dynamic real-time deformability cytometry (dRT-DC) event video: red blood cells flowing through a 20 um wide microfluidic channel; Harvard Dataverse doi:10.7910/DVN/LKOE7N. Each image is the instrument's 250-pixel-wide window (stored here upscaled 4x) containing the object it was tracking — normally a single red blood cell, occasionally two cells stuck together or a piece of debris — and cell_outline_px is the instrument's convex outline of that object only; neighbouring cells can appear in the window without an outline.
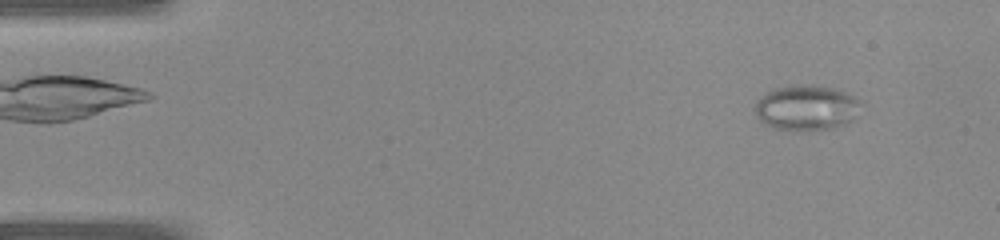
{"species": "common noctule bat (a hibernating species)", "species_latin": "Nyctalus noctula", "temperature_condition": "warm", "stored_images_in_passage": 39, "camera_frame_rate_fps": 3000, "um_per_image_px": 0.085, "animal": {"sex": "female", "body_mass_g": 22.0, "forearm_length_mm": 56.7}, "frame": {"image": 1, "passage_image": 3, "time_ms": 0.667, "image_size_px": [1000, 240], "cell_outline_px": [[860, 104], [856, 116], [848, 124], [832, 128], [804, 132], [772, 128], [764, 124], [756, 116], [756, 100], [764, 92], [776, 88], [796, 84], [836, 88], [860, 100]], "centroid_in_image_um": [68.52, 9.18], "position_along_channel_um": 16.5, "area_um2": 28.32}}
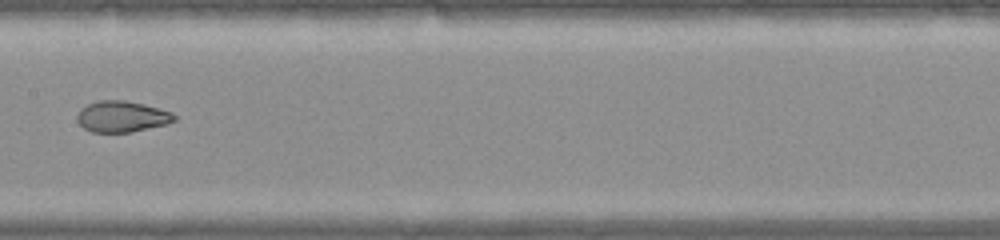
{"frame": {"image": 2, "passage_image": 20, "time_ms": 6.333, "image_size_px": [1000, 240], "cell_outline_px": [[176, 120], [168, 124], [128, 132], [92, 132], [84, 128], [76, 120], [76, 116], [80, 108], [88, 104], [100, 100], [124, 100], [144, 104], [172, 112], [176, 116]], "centroid_in_image_um": [10.35, 9.9], "position_along_channel_um": 197.1, "area_um2": 17.63}}
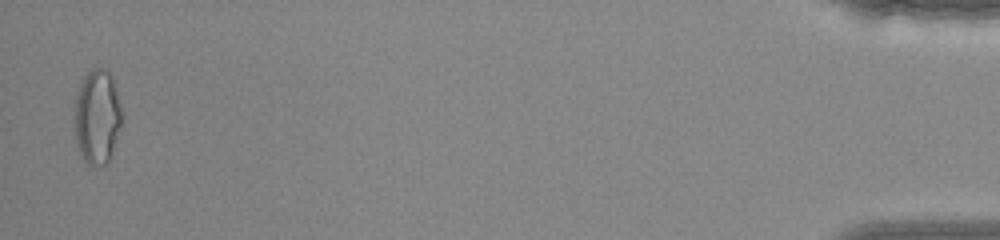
{"frame": {"image": 3, "passage_image": 39, "time_ms": 12.667, "image_size_px": [1000, 240], "cell_outline_px": [[124, 120], [108, 160], [104, 164], [88, 164], [84, 160], [76, 144], [72, 120], [76, 92], [84, 76], [88, 72], [96, 68], [104, 68], [112, 76], [116, 88], [124, 116]], "centroid_in_image_um": [8.24, 9.9], "position_along_channel_um": 427.0, "area_um2": 26.65}}